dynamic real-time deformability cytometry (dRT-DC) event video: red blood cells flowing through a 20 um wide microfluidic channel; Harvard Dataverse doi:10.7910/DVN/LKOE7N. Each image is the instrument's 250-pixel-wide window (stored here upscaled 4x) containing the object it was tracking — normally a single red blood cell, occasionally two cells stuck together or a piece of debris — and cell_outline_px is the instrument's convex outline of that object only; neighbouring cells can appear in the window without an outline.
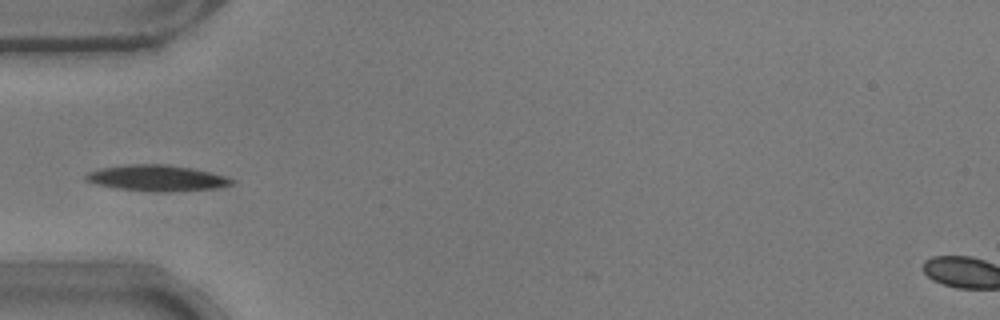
{"species": "common noctule bat (a hibernating species)", "species_latin": "Nyctalus noctula", "temperature_condition": "warm", "stored_images_in_passage": 14, "camera_frame_rate_fps": 3000, "um_per_image_px": 0.085, "animal": {"sex": "male", "body_mass_g": 17.9}, "frame": {"image": 1, "passage_image": 1, "time_ms": 0.0, "image_size_px": [1000, 320], "cell_outline_px": [[236, 180], [232, 184], [216, 188], [168, 192], [156, 192], [120, 188], [100, 184], [84, 180], [84, 176], [88, 172], [104, 168], [132, 164], [160, 164], [192, 168], [228, 176]], "centroid_in_image_um": [13.41, 15.14], "position_along_channel_um": 71.6, "area_um2": 21.79}}
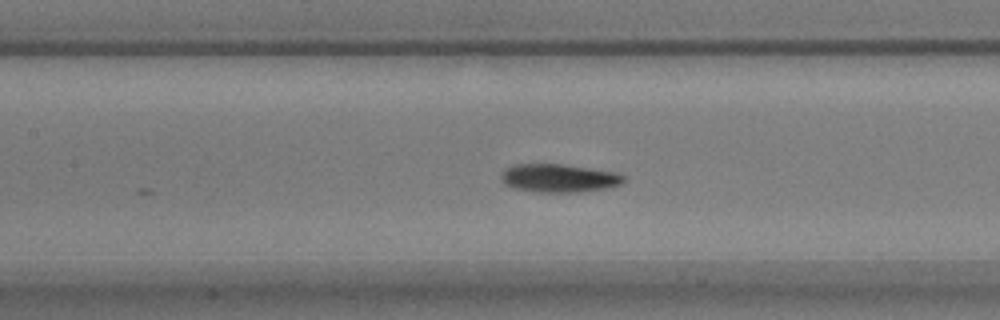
{"frame": {"image": 2, "passage_image": 8, "time_ms": 2.333, "image_size_px": [1000, 320], "cell_outline_px": [[624, 180], [620, 184], [608, 188], [584, 192], [536, 192], [512, 188], [504, 184], [500, 176], [500, 172], [504, 168], [516, 164], [560, 164], [616, 172], [624, 176]], "centroid_in_image_um": [47.46, 15.15], "position_along_channel_um": 159.9, "area_um2": 20.35}}
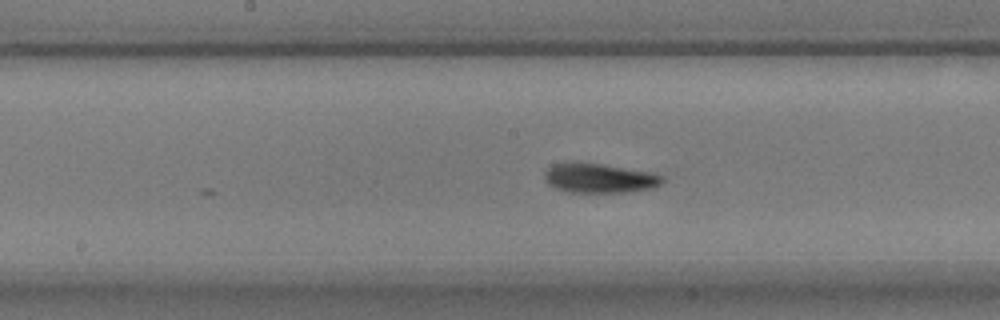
{"frame": {"image": 3, "passage_image": 11, "time_ms": 3.333, "image_size_px": [1000, 320], "cell_outline_px": [[664, 180], [660, 184], [652, 188], [628, 192], [572, 192], [556, 188], [548, 184], [544, 176], [544, 172], [552, 164], [600, 164], [652, 172], [664, 176]], "centroid_in_image_um": [50.99, 15.16], "position_along_channel_um": 197.2, "area_um2": 19.77}}